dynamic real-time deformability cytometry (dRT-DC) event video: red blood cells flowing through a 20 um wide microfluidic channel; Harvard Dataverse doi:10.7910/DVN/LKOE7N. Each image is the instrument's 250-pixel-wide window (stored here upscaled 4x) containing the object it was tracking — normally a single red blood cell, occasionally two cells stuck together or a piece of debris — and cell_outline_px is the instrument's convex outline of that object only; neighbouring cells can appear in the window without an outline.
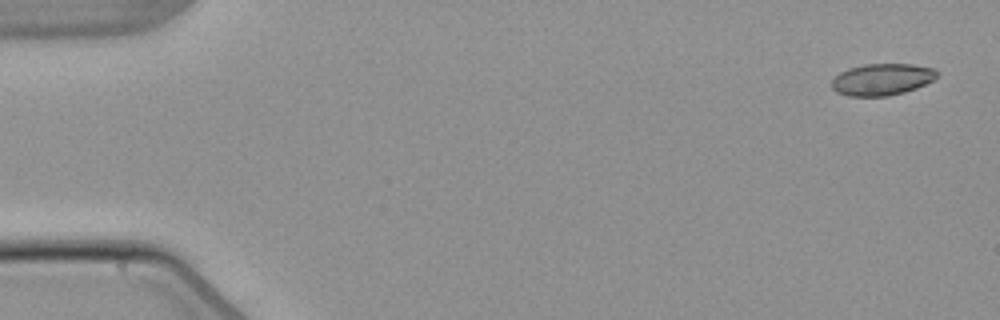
{"species": "common noctule bat (a hibernating species)", "species_latin": "Nyctalus noctula", "temperature_condition": "warm", "stored_images_in_passage": 7, "camera_frame_rate_fps": 3000, "um_per_image_px": 0.085, "animal": {"sex": "male", "body_mass_g": 21.5, "forearm_length_mm": 52.0}, "frame": {"image": 1, "passage_image": 1, "time_ms": 0.0, "image_size_px": [1000, 320], "cell_outline_px": [[940, 76], [916, 88], [904, 92], [888, 96], [848, 96], [836, 92], [832, 88], [832, 80], [840, 72], [848, 68], [864, 64], [912, 64], [932, 68], [940, 72]], "centroid_in_image_um": [74.98, 6.75], "position_along_channel_um": 10.0, "area_um2": 19.54}}
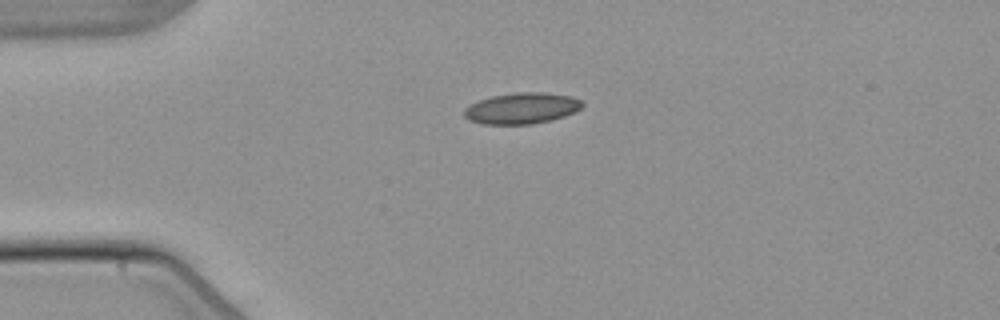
{"frame": {"image": 2, "passage_image": 4, "time_ms": 3.667, "image_size_px": [1000, 320], "cell_outline_px": [[584, 104], [576, 112], [552, 120], [532, 124], [484, 124], [472, 120], [464, 116], [464, 108], [480, 100], [492, 96], [516, 92], [544, 92], [572, 96], [580, 100]], "centroid_in_image_um": [44.39, 9.2], "position_along_channel_um": 40.6, "area_um2": 21.33}}
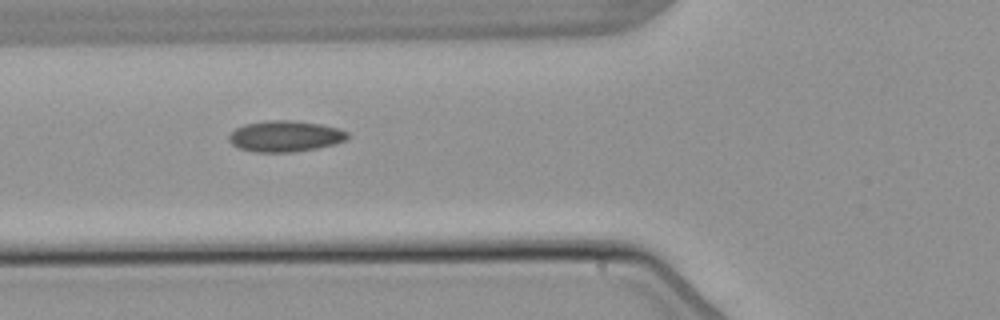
{"frame": {"image": 3, "passage_image": 6, "time_ms": 6.0, "image_size_px": [1000, 320], "cell_outline_px": [[348, 140], [316, 148], [292, 152], [256, 152], [236, 148], [228, 140], [228, 136], [236, 128], [244, 124], [268, 120], [292, 120], [320, 124], [340, 128], [348, 132]], "centroid_in_image_um": [24.23, 11.57], "position_along_channel_um": 101.6, "area_um2": 21.56}}